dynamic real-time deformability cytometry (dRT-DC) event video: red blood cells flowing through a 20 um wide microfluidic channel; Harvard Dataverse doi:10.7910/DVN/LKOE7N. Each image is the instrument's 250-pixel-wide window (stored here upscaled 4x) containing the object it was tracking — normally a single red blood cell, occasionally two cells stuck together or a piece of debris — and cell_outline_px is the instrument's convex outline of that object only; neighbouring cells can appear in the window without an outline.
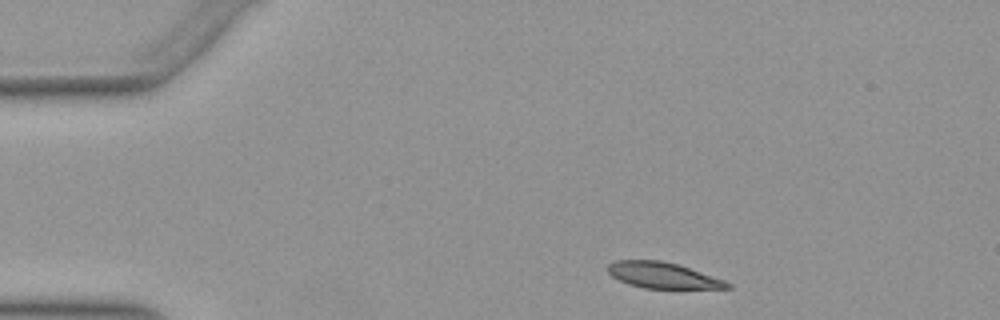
{"species": "Egyptian fruit bat (a non-hibernating species)", "species_latin": "Rousettus aegyptiacus", "temperature_condition": "warm", "stored_images_in_passage": 3, "camera_frame_rate_fps": 3000, "um_per_image_px": 0.085, "animal": {"sex": "female"}, "frame": {"image": 1, "passage_image": 2, "time_ms": 0.333, "image_size_px": [1000, 320], "cell_outline_px": [[732, 288], [644, 288], [628, 284], [612, 276], [608, 272], [608, 264], [616, 260], [660, 260], [676, 264], [724, 280], [732, 284]], "centroid_in_image_um": [56.31, 23.4], "position_along_channel_um": 28.7, "area_um2": 17.74}}